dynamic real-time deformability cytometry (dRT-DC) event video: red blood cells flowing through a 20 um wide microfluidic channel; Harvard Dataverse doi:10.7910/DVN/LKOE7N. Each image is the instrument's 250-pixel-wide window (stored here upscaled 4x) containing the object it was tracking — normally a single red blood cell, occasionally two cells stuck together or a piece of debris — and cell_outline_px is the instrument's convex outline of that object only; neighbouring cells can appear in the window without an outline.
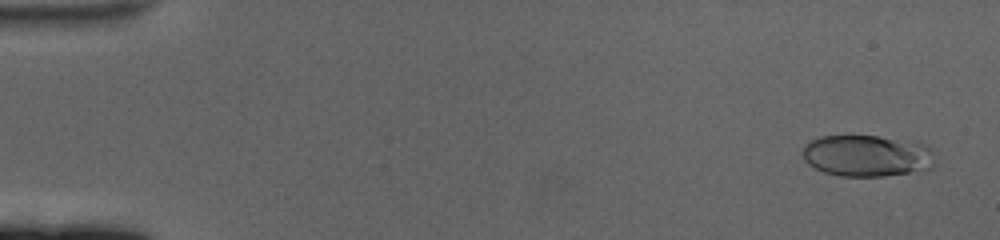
{"species": "human", "species_latin": "Homo sapiens", "temperature_condition": "cold", "stored_images_in_passage": 61, "camera_frame_rate_fps": 3000, "um_per_image_px": 0.085, "donor": {"sex": "female"}, "frame": {"image": 1, "passage_image": 3, "time_ms": 0.667, "image_size_px": [1000, 240], "cell_outline_px": [[932, 168], [884, 176], [840, 176], [824, 172], [808, 164], [804, 160], [800, 152], [812, 140], [820, 136], [880, 136], [924, 144], [928, 148], [932, 164]], "centroid_in_image_um": [73.6, 13.24], "position_along_channel_um": 11.4, "area_um2": 31.5}}
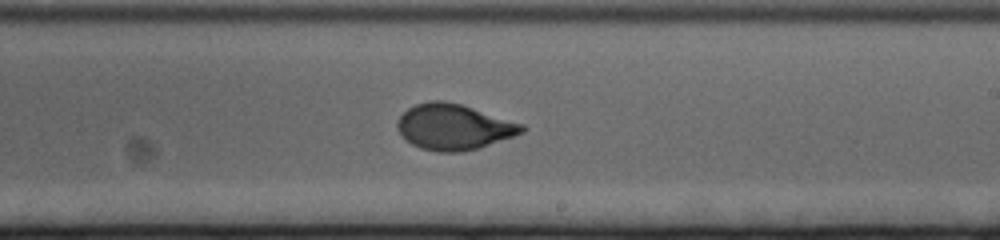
{"frame": {"image": 2, "passage_image": 37, "time_ms": 12.0, "image_size_px": [1000, 240], "cell_outline_px": [[528, 128], [524, 132], [480, 148], [460, 152], [440, 152], [420, 148], [412, 144], [396, 128], [396, 124], [400, 116], [408, 108], [416, 104], [432, 100], [444, 100], [460, 104], [524, 124]], "centroid_in_image_um": [38.59, 10.79], "position_along_channel_um": 250.4, "area_um2": 33.06}}
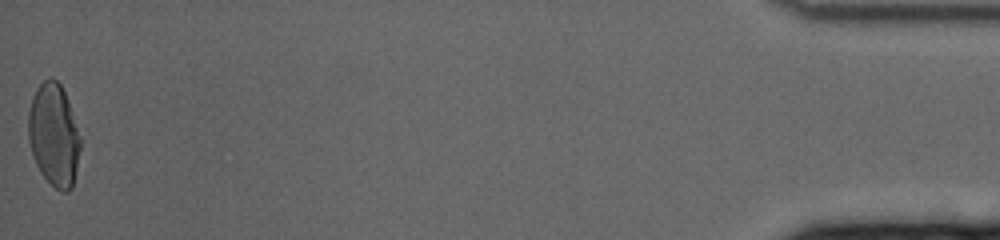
{"frame": {"image": 3, "passage_image": 61, "time_ms": 20.0, "image_size_px": [1000, 240], "cell_outline_px": [[80, 148], [72, 188], [68, 192], [60, 192], [40, 172], [36, 164], [28, 140], [28, 112], [32, 96], [36, 88], [44, 80], [52, 76], [60, 84], [64, 92], [80, 136]], "centroid_in_image_um": [4.56, 11.46], "position_along_channel_um": 430.6, "area_um2": 30.87}, "authors_computed_cell_mechanics": {"area_um2": 32.1946, "velocity_mm_per_s": 3.3632, "shape_relaxation_time_tau1_ms": 4.3725, "shape_relaxation_time_tau2_ms": null, "deformation_change_tau1": 0.1737, "deformation_change_tau2": null}}